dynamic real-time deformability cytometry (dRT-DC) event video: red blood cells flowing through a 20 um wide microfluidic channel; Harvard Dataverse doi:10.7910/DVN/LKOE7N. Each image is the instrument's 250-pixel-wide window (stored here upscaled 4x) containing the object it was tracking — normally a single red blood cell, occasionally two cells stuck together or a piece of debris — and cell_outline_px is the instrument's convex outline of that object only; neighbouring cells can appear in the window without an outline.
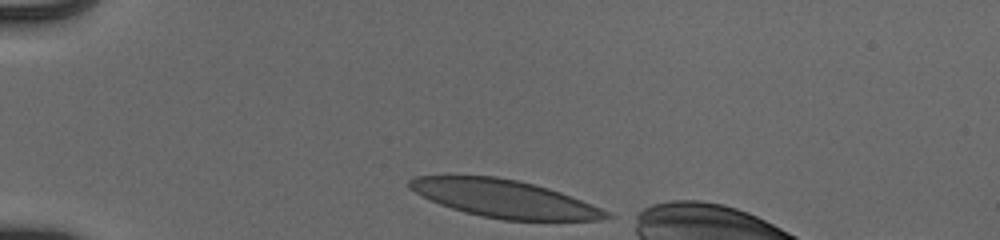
{"species": "human", "species_latin": "Homo sapiens", "temperature_condition": "cold", "stored_images_in_passage": 33, "camera_frame_rate_fps": 3000, "um_per_image_px": 0.085, "donor": {"sex": "male"}, "frame": {"image": 1, "passage_image": 1, "time_ms": 0.0, "image_size_px": [1000, 240], "cell_outline_px": [[616, 216], [600, 220], [504, 220], [480, 216], [464, 212], [440, 204], [420, 196], [408, 188], [408, 180], [412, 176], [496, 176], [516, 180], [548, 188], [560, 192], [600, 208]], "centroid_in_image_um": [42.82, 16.89], "position_along_channel_um": 42.2, "area_um2": 42.95}}
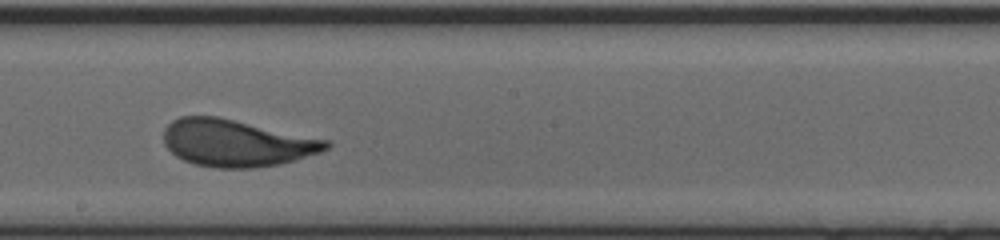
{"frame": {"image": 2, "passage_image": 19, "time_ms": 6.0, "image_size_px": [1000, 240], "cell_outline_px": [[332, 144], [328, 148], [320, 152], [280, 164], [256, 168], [216, 168], [196, 164], [184, 160], [176, 156], [164, 144], [164, 128], [172, 120], [180, 116], [216, 116], [328, 140]], "centroid_in_image_um": [20.07, 12.16], "position_along_channel_um": 228.1, "area_um2": 44.22}}
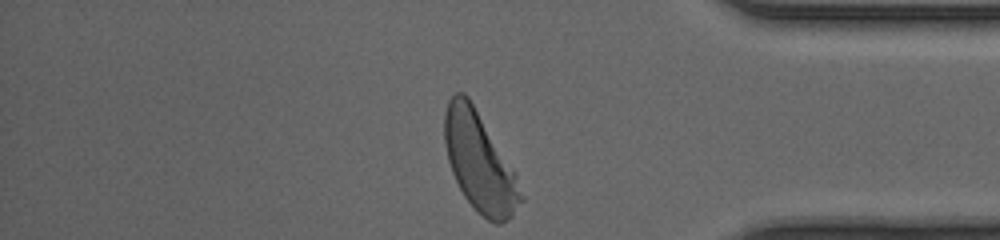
{"frame": {"image": 3, "passage_image": 33, "time_ms": 10.667, "image_size_px": [1000, 240], "cell_outline_px": [[524, 200], [512, 216], [500, 224], [496, 224], [488, 220], [464, 196], [452, 172], [448, 160], [444, 144], [444, 112], [448, 100], [456, 92], [464, 92], [468, 96], [516, 172], [524, 196]], "centroid_in_image_um": [40.77, 13.76], "position_along_channel_um": 394.4, "area_um2": 43.87}, "authors_computed_cell_mechanics": {"area_um2": 44.217, "velocity_mm_per_s": 3.89, "shape_relaxation_time_tau1_ms": 2.7944, "shape_relaxation_time_tau2_ms": null, "deformation_change_tau1": 0.1412, "deformation_change_tau2": null}}